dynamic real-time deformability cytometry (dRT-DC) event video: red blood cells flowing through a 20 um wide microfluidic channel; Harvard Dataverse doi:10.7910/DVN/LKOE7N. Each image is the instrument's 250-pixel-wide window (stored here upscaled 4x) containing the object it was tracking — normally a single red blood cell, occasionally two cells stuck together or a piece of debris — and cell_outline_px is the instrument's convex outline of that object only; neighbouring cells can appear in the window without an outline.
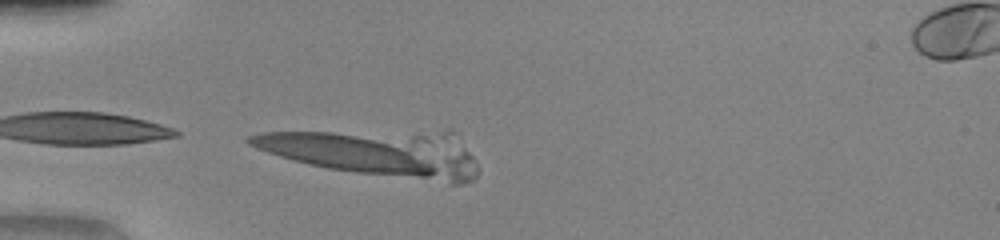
{"species": "human", "species_latin": "Homo sapiens", "temperature_condition": "warm", "stored_images_in_passage": 8, "camera_frame_rate_fps": 3000, "um_per_image_px": 0.085, "donor": {"sex": "female"}, "frame": {"image": 1, "passage_image": 8, "time_ms": 2.333, "image_size_px": [1000, 240], "cell_outline_px": [[476, 176], [472, 180], [460, 184], [452, 184], [356, 172], [328, 168], [308, 164], [280, 156], [256, 148], [248, 144], [244, 140], [248, 136], [260, 132], [332, 132], [424, 136], [468, 152], [476, 160]], "centroid_in_image_um": [31.67, 13.12], "position_along_channel_um": 53.3, "area_um2": 56.53}}